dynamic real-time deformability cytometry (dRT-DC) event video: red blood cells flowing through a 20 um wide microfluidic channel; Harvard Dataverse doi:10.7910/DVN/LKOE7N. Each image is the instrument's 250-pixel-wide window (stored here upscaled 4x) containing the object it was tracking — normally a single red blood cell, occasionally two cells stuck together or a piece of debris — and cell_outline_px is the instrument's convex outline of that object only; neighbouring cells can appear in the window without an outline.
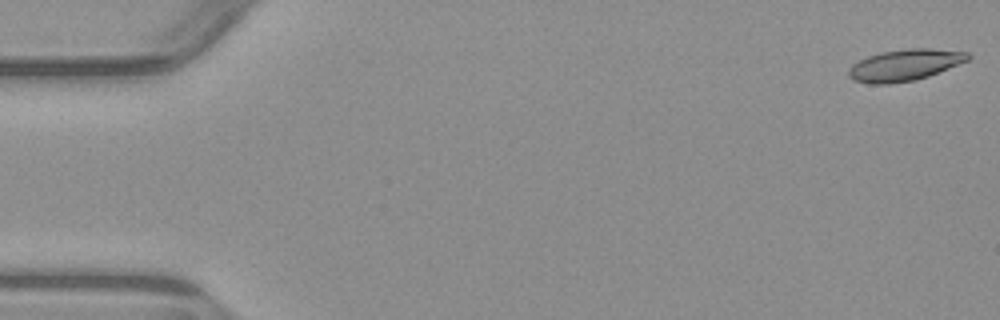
{"species": "common noctule bat (a hibernating species)", "species_latin": "Nyctalus noctula", "temperature_condition": "warm", "stored_images_in_passage": 5, "camera_frame_rate_fps": 3000, "um_per_image_px": 0.085, "animal": {"sex": "male", "body_mass_g": 23.1, "forearm_length_mm": 52.7}, "frame": {"image": 1, "passage_image": 1, "time_ms": 0.0, "image_size_px": [1000, 320], "cell_outline_px": [[972, 56], [968, 60], [928, 76], [916, 80], [888, 84], [872, 84], [852, 80], [848, 76], [848, 68], [852, 64], [868, 56], [880, 52], [908, 48], [928, 48], [968, 52]], "centroid_in_image_um": [76.87, 5.53], "position_along_channel_um": 8.1, "area_um2": 21.91}}